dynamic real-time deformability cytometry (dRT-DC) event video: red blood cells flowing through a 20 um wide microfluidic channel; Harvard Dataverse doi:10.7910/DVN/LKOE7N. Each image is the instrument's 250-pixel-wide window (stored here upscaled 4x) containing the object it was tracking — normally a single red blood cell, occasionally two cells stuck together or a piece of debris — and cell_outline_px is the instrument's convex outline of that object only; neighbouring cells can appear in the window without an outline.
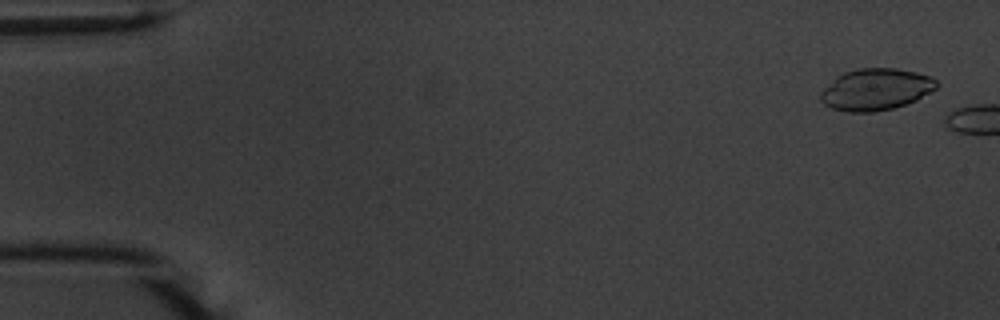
{"species": "common noctule bat (a hibernating species)", "species_latin": "Nyctalus noctula", "temperature_condition": "warm", "stored_images_in_passage": 7, "camera_frame_rate_fps": 3000, "um_per_image_px": 0.085, "animal": {"sex": "male", "body_mass_g": 20.1, "forearm_length_mm": 53.5}, "frame": {"image": 1, "passage_image": 3, "time_ms": 0.667, "image_size_px": [1000, 320], "cell_outline_px": [[940, 84], [936, 88], [916, 100], [892, 108], [872, 112], [848, 112], [832, 108], [824, 104], [820, 100], [820, 92], [836, 76], [844, 72], [860, 68], [896, 68], [916, 72], [932, 76]], "centroid_in_image_um": [74.44, 7.59], "position_along_channel_um": 10.6, "area_um2": 28.15}}